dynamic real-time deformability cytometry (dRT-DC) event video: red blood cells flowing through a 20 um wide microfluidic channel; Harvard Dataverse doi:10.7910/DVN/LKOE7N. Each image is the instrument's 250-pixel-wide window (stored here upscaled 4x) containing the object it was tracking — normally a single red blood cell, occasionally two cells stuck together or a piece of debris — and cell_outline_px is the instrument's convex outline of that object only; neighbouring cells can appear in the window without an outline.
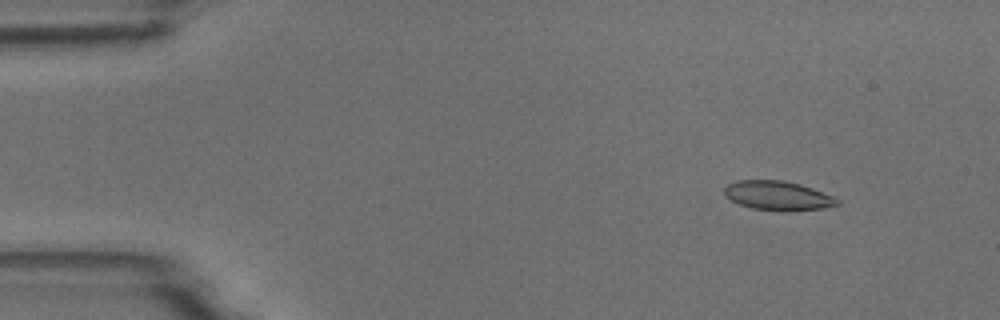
{"species": "common noctule bat (a hibernating species)", "species_latin": "Nyctalus noctula", "temperature_condition": "room temperature", "stored_images_in_passage": 4, "camera_frame_rate_fps": 3000, "um_per_image_px": 0.085, "animal": {"sex": "male", "body_mass_g": 18.8}, "frame": {"image": 1, "passage_image": 1, "time_ms": 0.0, "image_size_px": [1000, 320], "cell_outline_px": [[840, 204], [824, 208], [788, 212], [784, 212], [752, 208], [740, 204], [724, 196], [724, 188], [728, 184], [736, 180], [784, 180], [800, 184], [812, 188], [832, 196], [840, 200]], "centroid_in_image_um": [66.12, 16.64], "position_along_channel_um": 18.9, "area_um2": 19.42}}
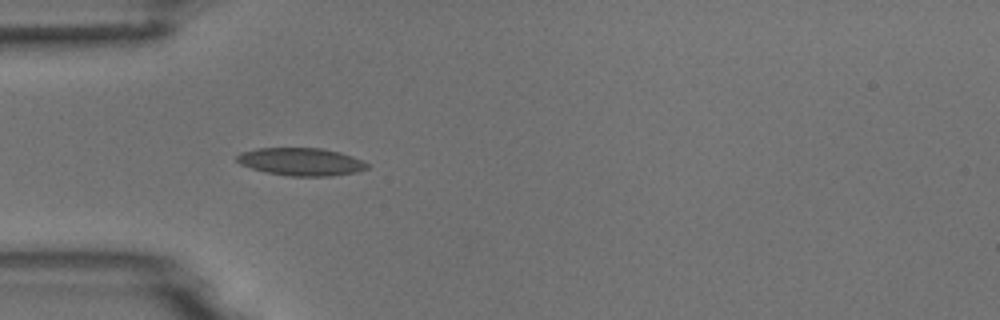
{"frame": {"image": 2, "passage_image": 4, "time_ms": 3.333, "image_size_px": [1000, 320], "cell_outline_px": [[372, 164], [368, 168], [356, 172], [328, 176], [288, 176], [264, 172], [240, 164], [236, 160], [236, 156], [240, 152], [256, 148], [324, 148], [340, 152], [352, 156]], "centroid_in_image_um": [25.6, 13.74], "position_along_channel_um": 59.4, "area_um2": 21.27}}